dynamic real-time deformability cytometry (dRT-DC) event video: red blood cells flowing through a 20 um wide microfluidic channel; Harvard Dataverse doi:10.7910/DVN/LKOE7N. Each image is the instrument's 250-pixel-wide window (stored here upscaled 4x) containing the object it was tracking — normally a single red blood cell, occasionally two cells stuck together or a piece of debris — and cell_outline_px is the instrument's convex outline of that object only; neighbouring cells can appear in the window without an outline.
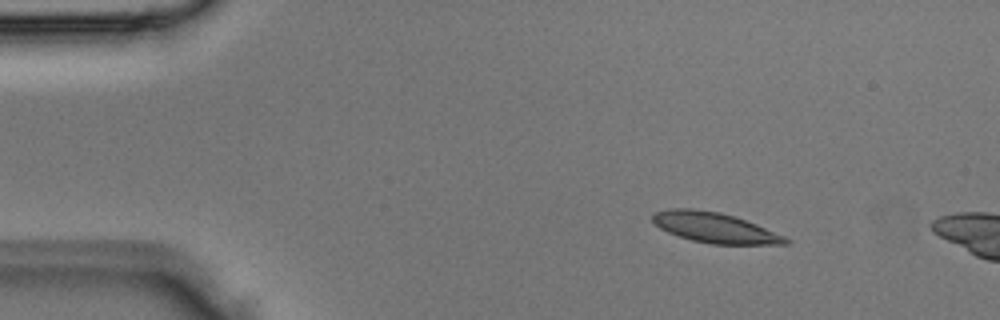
{"species": "Egyptian fruit bat (a non-hibernating species)", "species_latin": "Rousettus aegyptiacus", "temperature_condition": "room temperature", "stored_images_in_passage": 2, "camera_frame_rate_fps": 3000, "um_per_image_px": 0.085, "animal": {"sex": "male"}, "frame": {"image": 1, "passage_image": 1, "time_ms": 0.0, "image_size_px": [1000, 320], "cell_outline_px": [[792, 240], [788, 244], [712, 244], [692, 240], [668, 232], [660, 228], [652, 220], [652, 216], [656, 212], [668, 208], [692, 208], [720, 212], [756, 224], [784, 236]], "centroid_in_image_um": [60.75, 19.35], "position_along_channel_um": 24.3, "area_um2": 23.18}}